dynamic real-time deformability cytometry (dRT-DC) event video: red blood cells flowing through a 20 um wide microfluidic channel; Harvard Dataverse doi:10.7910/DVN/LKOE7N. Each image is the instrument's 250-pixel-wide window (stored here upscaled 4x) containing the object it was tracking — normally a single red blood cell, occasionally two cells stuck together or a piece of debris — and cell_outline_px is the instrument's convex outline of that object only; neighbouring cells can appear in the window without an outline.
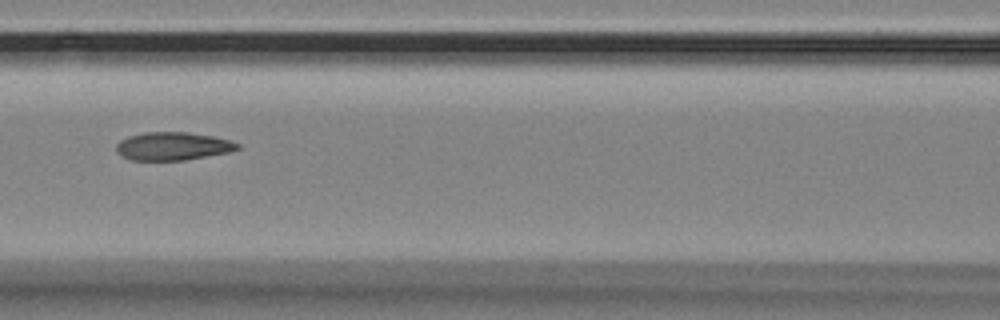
{"species": "Egyptian fruit bat (a non-hibernating species)", "species_latin": "Rousettus aegyptiacus", "temperature_condition": "room temperature", "stored_images_in_passage": 8, "camera_frame_rate_fps": 3000, "um_per_image_px": 0.085, "animal": {"sex": "female"}, "frame": {"image": 1, "passage_image": 6, "time_ms": 1.667, "image_size_px": [1000, 320], "cell_outline_px": [[240, 148], [228, 152], [184, 160], [132, 160], [116, 152], [116, 144], [120, 140], [128, 136], [144, 132], [184, 132], [212, 136], [228, 140], [240, 144]], "centroid_in_image_um": [14.66, 12.42], "position_along_channel_um": 151.9, "area_um2": 19.65}}
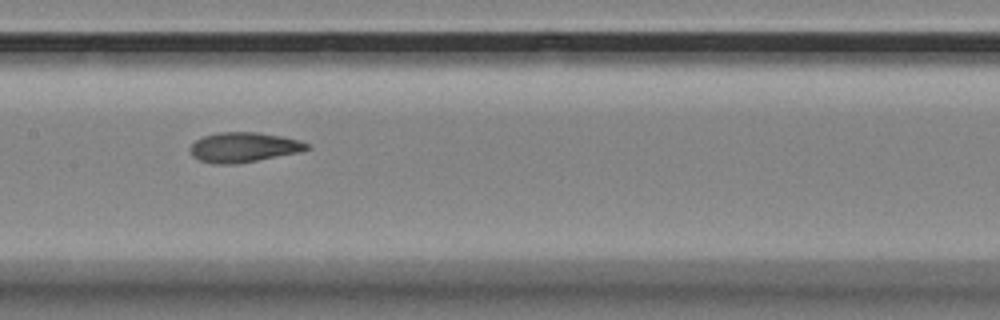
{"frame": {"image": 2, "passage_image": 7, "time_ms": 2.0, "image_size_px": [1000, 320], "cell_outline_px": [[312, 148], [300, 152], [236, 164], [212, 164], [200, 160], [192, 156], [188, 148], [196, 140], [204, 136], [220, 132], [256, 132], [280, 136], [300, 140], [312, 144]], "centroid_in_image_um": [20.73, 12.52], "position_along_channel_um": 186.7, "area_um2": 20.46}}
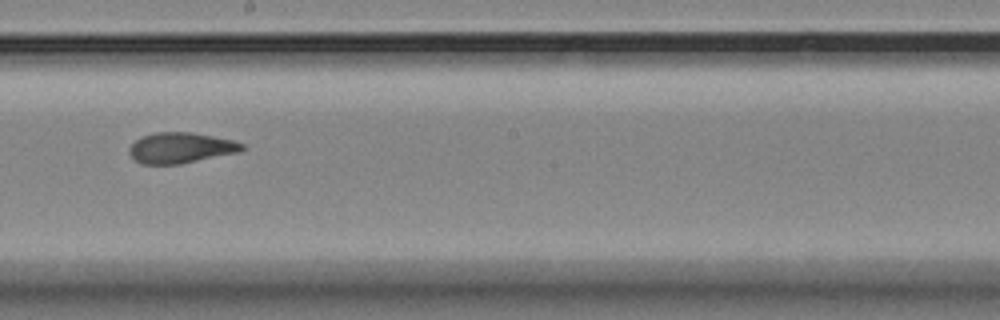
{"frame": {"image": 3, "passage_image": 8, "time_ms": 2.333, "image_size_px": [1000, 320], "cell_outline_px": [[244, 148], [240, 152], [180, 164], [140, 164], [128, 152], [128, 148], [136, 140], [144, 136], [156, 132], [192, 132], [232, 140], [244, 144]], "centroid_in_image_um": [15.36, 12.57], "position_along_channel_um": 232.8, "area_um2": 20.06}}